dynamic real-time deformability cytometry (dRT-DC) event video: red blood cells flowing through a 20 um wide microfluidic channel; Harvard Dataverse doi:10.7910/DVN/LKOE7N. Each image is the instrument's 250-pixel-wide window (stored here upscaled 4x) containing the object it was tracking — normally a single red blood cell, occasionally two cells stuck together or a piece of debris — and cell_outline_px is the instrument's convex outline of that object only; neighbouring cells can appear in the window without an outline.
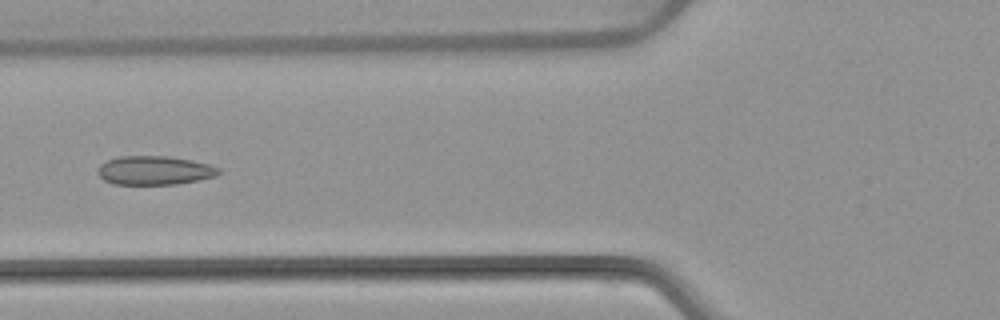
{"species": "common noctule bat (a hibernating species)", "species_latin": "Nyctalus noctula", "temperature_condition": "warm", "stored_images_in_passage": 6, "camera_frame_rate_fps": 3000, "um_per_image_px": 0.085, "animal": {"sex": "female", "body_mass_g": 22.7, "forearm_length_mm": 54.2}, "frame": {"image": 1, "passage_image": 6, "time_ms": 6.0, "image_size_px": [1000, 320], "cell_outline_px": [[224, 172], [216, 176], [176, 184], [112, 184], [104, 180], [96, 172], [100, 164], [108, 160], [120, 156], [168, 156], [192, 160], [208, 164], [220, 168]], "centroid_in_image_um": [13.14, 14.48], "position_along_channel_um": 112.7, "area_um2": 20.4}}